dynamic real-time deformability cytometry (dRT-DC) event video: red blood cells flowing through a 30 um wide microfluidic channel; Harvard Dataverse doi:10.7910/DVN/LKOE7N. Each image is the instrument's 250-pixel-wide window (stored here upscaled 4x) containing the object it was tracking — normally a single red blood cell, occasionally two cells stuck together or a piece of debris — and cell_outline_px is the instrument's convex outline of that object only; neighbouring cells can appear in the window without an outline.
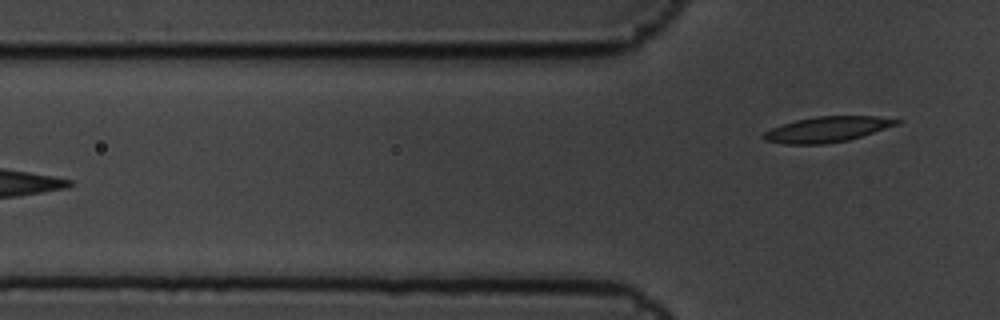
{"species": "common noctule bat (a hibernating species)", "species_latin": "Nyctalus noctula", "temperature_condition": "cold", "stored_images_in_passage": 7, "segment_of_instrument_passage": [2, 2], "camera_frame_rate_fps": 3000, "um_per_image_px": 0.085, "animal": {"sex": "male", "body_mass_g": 19.5, "forearm_length_mm": 54.6}, "frame": {"image": 1, "passage_image": 7, "time_ms": 2.0, "image_size_px": [1000, 320], "cell_outline_px": [[900, 124], [848, 140], [824, 144], [784, 144], [764, 140], [760, 136], [764, 132], [772, 128], [796, 120], [816, 116], [876, 116], [900, 120]], "centroid_in_image_um": [70.29, 11.0], "position_along_channel_um": 55.5, "area_um2": 19.65}}